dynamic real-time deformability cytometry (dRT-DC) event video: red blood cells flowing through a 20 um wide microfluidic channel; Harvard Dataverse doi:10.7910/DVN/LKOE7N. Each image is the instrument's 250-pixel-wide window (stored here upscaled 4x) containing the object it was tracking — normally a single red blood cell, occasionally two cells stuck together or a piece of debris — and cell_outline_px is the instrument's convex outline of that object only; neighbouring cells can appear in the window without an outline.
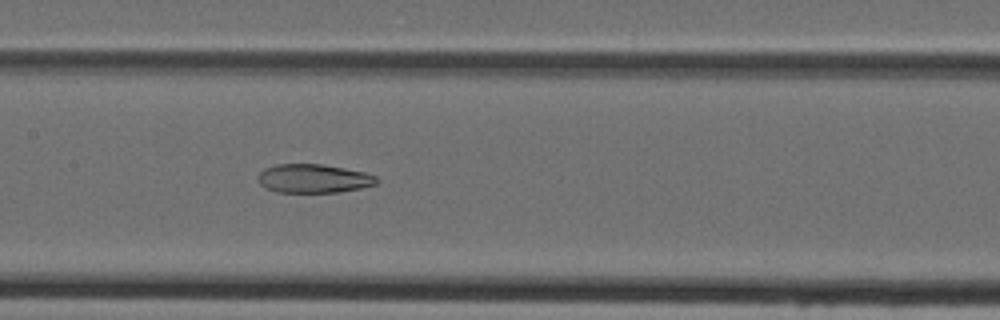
{"species": "Egyptian fruit bat (a non-hibernating species)", "species_latin": "Rousettus aegyptiacus", "temperature_condition": "cold", "stored_images_in_passage": 40, "camera_frame_rate_fps": 3000, "um_per_image_px": 0.085, "animal": {"sex": "female"}, "frame": {"image": 1, "passage_image": 16, "time_ms": 5.0, "image_size_px": [1000, 320], "cell_outline_px": [[380, 180], [376, 184], [360, 188], [336, 192], [276, 192], [260, 184], [256, 176], [264, 168], [276, 164], [320, 164], [344, 168], [364, 172], [376, 176]], "centroid_in_image_um": [26.64, 15.17], "position_along_channel_um": 180.8, "area_um2": 19.83}}
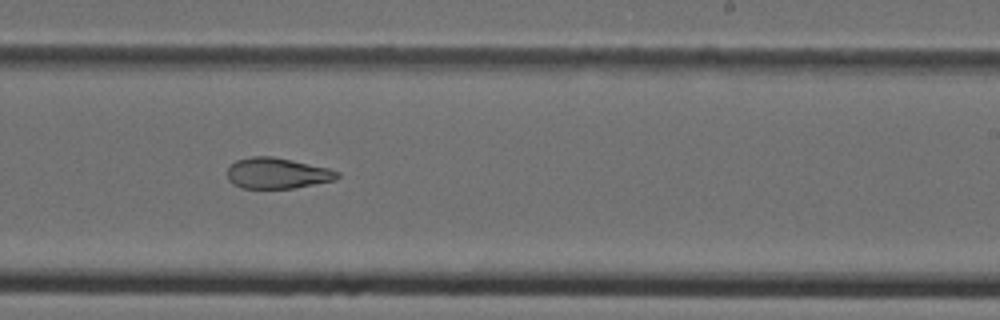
{"frame": {"image": 2, "passage_image": 22, "time_ms": 7.0, "image_size_px": [1000, 320], "cell_outline_px": [[340, 176], [336, 180], [292, 188], [240, 188], [232, 184], [228, 180], [228, 168], [236, 160], [252, 156], [272, 156], [292, 160], [328, 168], [340, 172]], "centroid_in_image_um": [23.56, 14.72], "position_along_channel_um": 265.4, "area_um2": 19.77}}
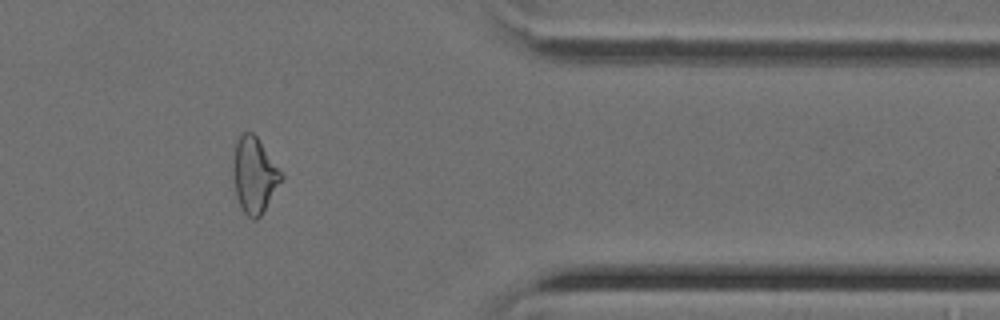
{"frame": {"image": 3, "passage_image": 32, "time_ms": 10.333, "image_size_px": [1000, 320], "cell_outline_px": [[284, 176], [260, 216], [256, 220], [252, 220], [240, 208], [236, 196], [232, 168], [236, 144], [240, 136], [244, 132], [252, 132], [256, 136]], "centroid_in_image_um": [21.59, 14.91], "position_along_channel_um": 389.8, "area_um2": 20.81}}